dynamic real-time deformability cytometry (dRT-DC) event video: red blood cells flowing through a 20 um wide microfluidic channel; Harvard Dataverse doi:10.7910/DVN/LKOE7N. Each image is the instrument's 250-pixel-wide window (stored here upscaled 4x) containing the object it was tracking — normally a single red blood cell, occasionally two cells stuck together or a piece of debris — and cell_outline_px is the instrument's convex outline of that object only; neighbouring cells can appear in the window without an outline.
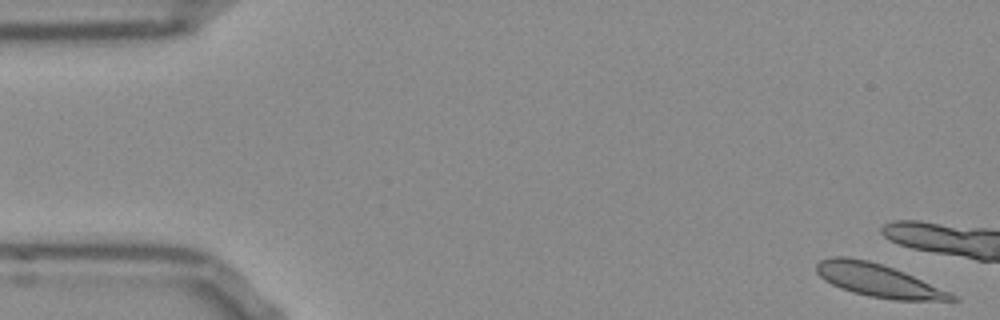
{"species": "Egyptian fruit bat (a non-hibernating species)", "species_latin": "Rousettus aegyptiacus", "temperature_condition": "room temperature", "stored_images_in_passage": 8, "camera_frame_rate_fps": 3000, "um_per_image_px": 0.085, "frame": {"image": 1, "passage_image": 1, "time_ms": 0.0, "image_size_px": [1000, 320], "cell_outline_px": [[960, 300], [892, 300], [868, 296], [852, 292], [840, 288], [824, 280], [816, 272], [816, 264], [820, 260], [832, 256], [844, 256], [868, 260], [904, 272], [952, 292]], "centroid_in_image_um": [74.64, 23.83], "position_along_channel_um": 10.4, "area_um2": 26.01}}